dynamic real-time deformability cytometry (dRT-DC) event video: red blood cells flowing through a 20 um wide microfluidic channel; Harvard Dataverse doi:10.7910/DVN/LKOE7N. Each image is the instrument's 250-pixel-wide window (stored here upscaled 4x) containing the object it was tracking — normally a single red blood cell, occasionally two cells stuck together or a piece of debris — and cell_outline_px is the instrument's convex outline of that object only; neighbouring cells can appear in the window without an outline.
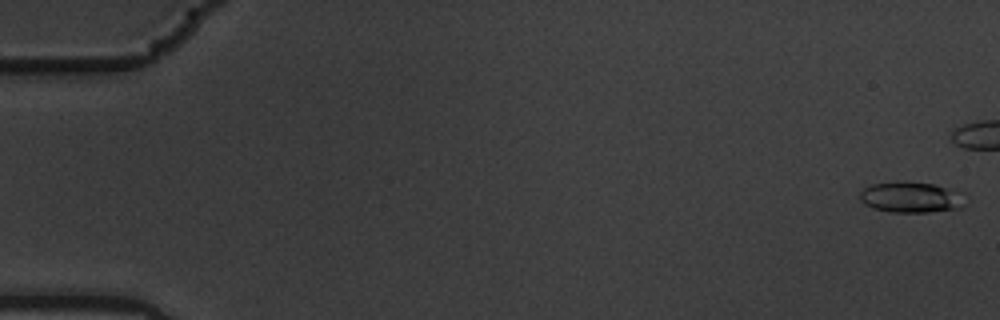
{"species": "common noctule bat (a hibernating species)", "species_latin": "Nyctalus noctula", "temperature_condition": "warm", "stored_images_in_passage": 47, "camera_frame_rate_fps": 3000, "um_per_image_px": 0.085, "animal": {"sex": "male", "body_mass_g": 19.5, "forearm_length_mm": 54.6}, "frame": {"image": 1, "passage_image": 2, "time_ms": 0.333, "image_size_px": [1000, 320], "cell_outline_px": [[964, 208], [928, 212], [888, 212], [872, 208], [864, 204], [860, 200], [860, 192], [864, 188], [872, 184], [896, 180], [900, 180], [932, 184], [964, 192]], "centroid_in_image_um": [77.44, 16.76], "position_along_channel_um": 7.6, "area_um2": 19.36}}
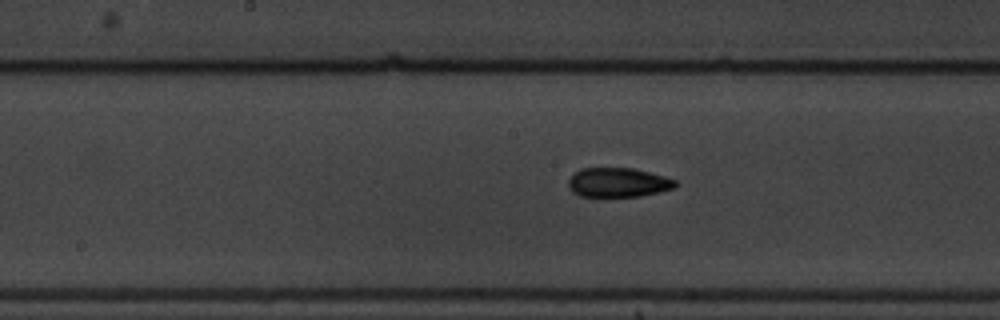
{"frame": {"image": 2, "passage_image": 31, "time_ms": 10.0, "image_size_px": [1000, 320], "cell_outline_px": [[676, 184], [672, 188], [660, 192], [640, 196], [580, 196], [572, 192], [568, 188], [568, 180], [580, 168], [632, 168], [664, 176], [676, 180]], "centroid_in_image_um": [52.51, 15.51], "position_along_channel_um": 195.7, "area_um2": 18.15}}
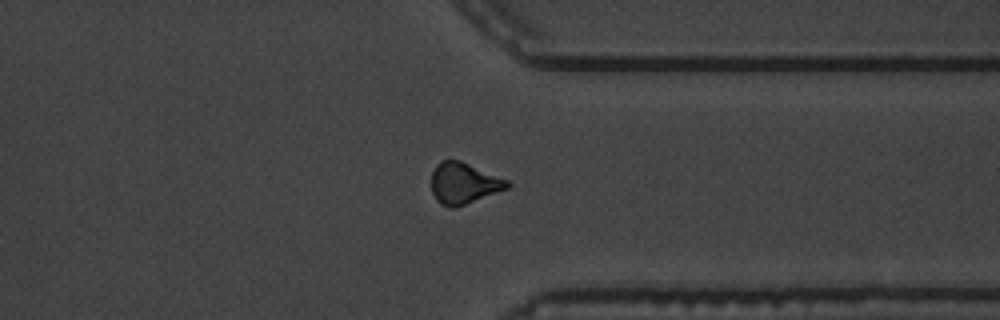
{"frame": {"image": 3, "passage_image": 46, "time_ms": 15.0, "image_size_px": [1000, 320], "cell_outline_px": [[512, 184], [508, 188], [456, 208], [448, 208], [440, 204], [436, 200], [432, 192], [432, 172], [436, 164], [440, 160], [460, 160], [508, 180]], "centroid_in_image_um": [39.4, 15.59], "position_along_channel_um": 372.0, "area_um2": 18.32}}